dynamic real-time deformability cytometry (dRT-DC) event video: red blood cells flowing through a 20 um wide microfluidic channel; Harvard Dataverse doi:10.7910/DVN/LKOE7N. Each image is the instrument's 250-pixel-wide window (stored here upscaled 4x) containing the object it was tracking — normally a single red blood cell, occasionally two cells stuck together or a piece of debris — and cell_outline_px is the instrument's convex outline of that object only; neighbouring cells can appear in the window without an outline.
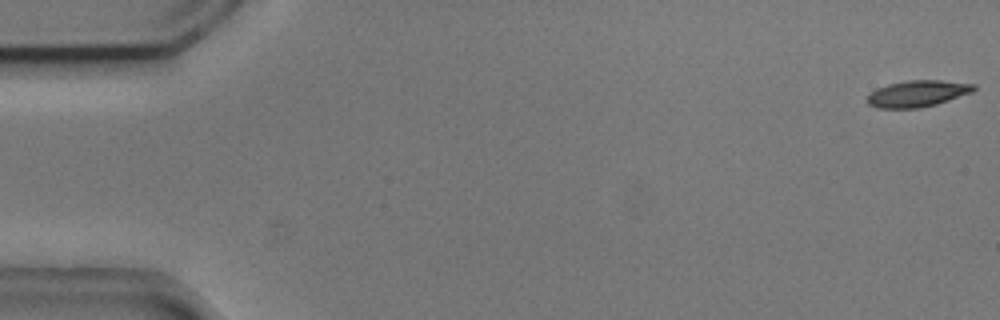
{"species": "common noctule bat (a hibernating species)", "species_latin": "Nyctalus noctula", "temperature_condition": "cold", "stored_images_in_passage": 17, "camera_frame_rate_fps": 3000, "um_per_image_px": 0.085, "animal": {"sex": "male", "body_mass_g": 20.5, "forearm_length_mm": 52.5}, "frame": {"image": 1, "passage_image": 1, "time_ms": 0.0, "image_size_px": [1000, 320], "cell_outline_px": [[976, 88], [972, 92], [936, 104], [920, 108], [876, 108], [868, 104], [868, 96], [876, 88], [888, 84], [908, 80], [940, 80], [976, 84]], "centroid_in_image_um": [77.99, 7.95], "position_along_channel_um": 7.0, "area_um2": 16.36}}